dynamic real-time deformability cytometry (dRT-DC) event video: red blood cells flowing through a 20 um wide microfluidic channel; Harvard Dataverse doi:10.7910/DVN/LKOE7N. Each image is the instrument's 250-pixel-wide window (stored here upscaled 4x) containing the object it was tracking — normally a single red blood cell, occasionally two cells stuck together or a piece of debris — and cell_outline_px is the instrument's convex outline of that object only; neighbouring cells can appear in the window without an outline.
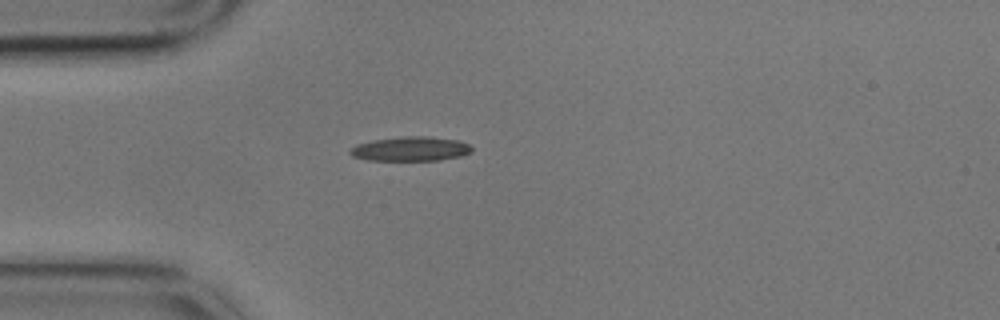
{"species": "common noctule bat (a hibernating species)", "species_latin": "Nyctalus noctula", "temperature_condition": "cold", "stored_images_in_passage": 1, "camera_frame_rate_fps": 3000, "um_per_image_px": 0.085, "animal": {"sex": "male", "body_mass_g": 17.9}, "frame": {"image": 1, "passage_image": 1, "time_ms": 0.0, "image_size_px": [1000, 320], "cell_outline_px": [[472, 152], [460, 156], [440, 160], [368, 160], [352, 156], [348, 152], [356, 144], [372, 140], [400, 136], [428, 136], [460, 140], [468, 144], [472, 148]], "centroid_in_image_um": [34.9, 12.64], "position_along_channel_um": 50.1, "area_um2": 17.4}}